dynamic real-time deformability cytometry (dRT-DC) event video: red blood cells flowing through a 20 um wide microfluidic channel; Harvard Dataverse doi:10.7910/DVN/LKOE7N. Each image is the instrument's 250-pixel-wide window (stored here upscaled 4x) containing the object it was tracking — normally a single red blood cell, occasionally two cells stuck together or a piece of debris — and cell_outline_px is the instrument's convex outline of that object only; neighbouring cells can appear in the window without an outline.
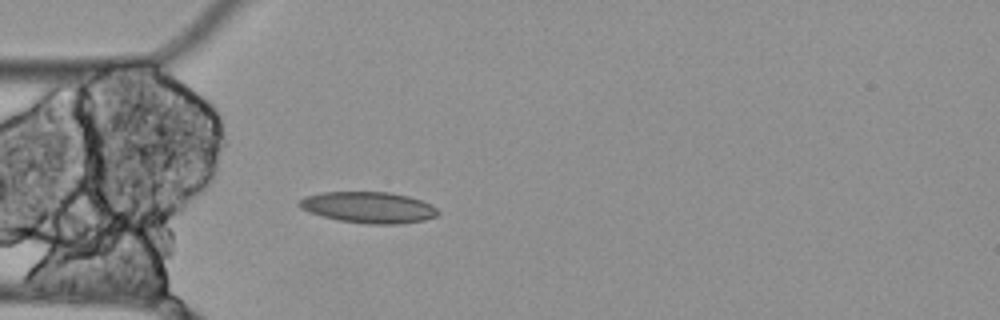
{"species": "Egyptian fruit bat (a non-hibernating species)", "species_latin": "Rousettus aegyptiacus", "temperature_condition": "cold", "stored_images_in_passage": 4, "camera_frame_rate_fps": 3000, "um_per_image_px": 0.085, "animal": {"sex": "female"}, "frame": {"image": 1, "passage_image": 4, "time_ms": 1.0, "image_size_px": [1000, 320], "cell_outline_px": [[440, 212], [436, 216], [424, 220], [400, 224], [368, 224], [340, 220], [308, 212], [300, 208], [296, 204], [304, 196], [320, 192], [388, 192], [408, 196], [420, 200], [436, 208]], "centroid_in_image_um": [31.29, 17.62], "position_along_channel_um": 53.7, "area_um2": 25.14}}